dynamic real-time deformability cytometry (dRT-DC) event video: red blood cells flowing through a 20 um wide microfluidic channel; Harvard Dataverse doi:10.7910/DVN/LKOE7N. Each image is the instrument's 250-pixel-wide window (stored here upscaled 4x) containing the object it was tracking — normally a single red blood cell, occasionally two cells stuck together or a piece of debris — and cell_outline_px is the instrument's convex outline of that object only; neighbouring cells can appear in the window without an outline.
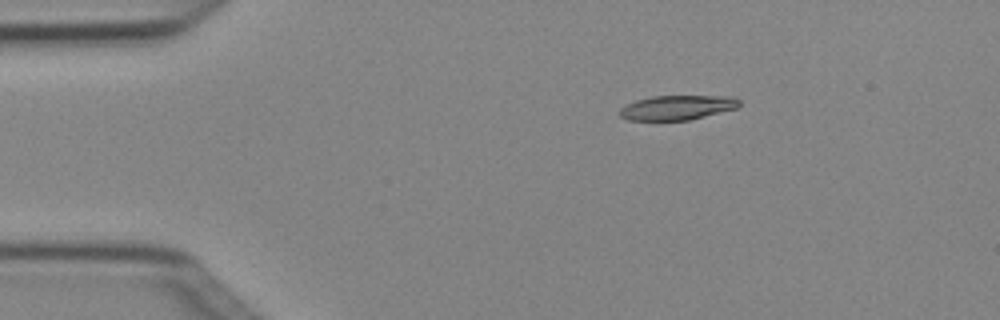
{"species": "Egyptian fruit bat (a non-hibernating species)", "species_latin": "Rousettus aegyptiacus", "temperature_condition": "cold", "stored_images_in_passage": 6, "camera_frame_rate_fps": 3000, "um_per_image_px": 0.085, "animal": {"sex": "female"}, "frame": {"image": 1, "passage_image": 2, "time_ms": 0.333, "image_size_px": [1000, 320], "cell_outline_px": [[740, 104], [736, 108], [688, 120], [628, 120], [620, 116], [616, 112], [620, 108], [636, 100], [652, 96], [736, 96], [740, 100]], "centroid_in_image_um": [57.54, 9.13], "position_along_channel_um": 27.5, "area_um2": 17.11}}
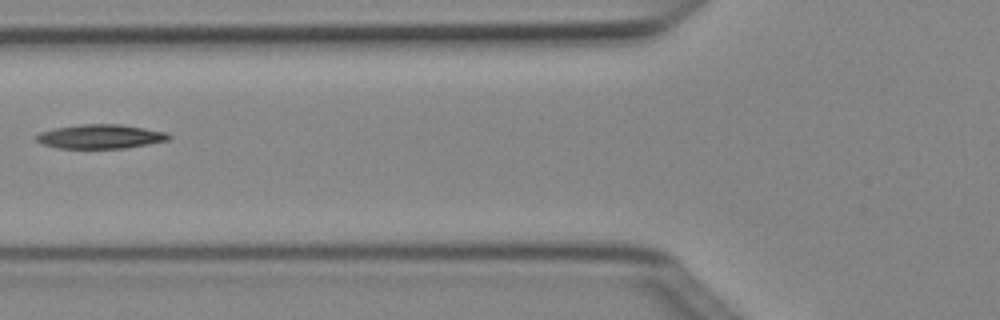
{"frame": {"image": 2, "passage_image": 5, "time_ms": 1.333, "image_size_px": [1000, 320], "cell_outline_px": [[172, 136], [168, 140], [148, 144], [124, 148], [56, 148], [40, 144], [36, 140], [36, 136], [40, 132], [56, 128], [80, 124], [120, 124], [168, 132]], "centroid_in_image_um": [8.53, 11.6], "position_along_channel_um": 117.3, "area_um2": 18.67}}
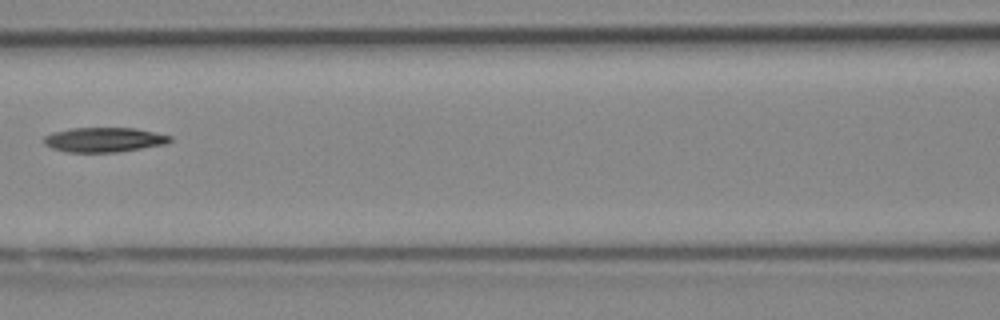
{"frame": {"image": 3, "passage_image": 6, "time_ms": 1.667, "image_size_px": [1000, 320], "cell_outline_px": [[172, 140], [168, 144], [116, 152], [64, 152], [52, 148], [44, 144], [44, 136], [52, 132], [72, 128], [136, 128], [172, 136]], "centroid_in_image_um": [8.85, 11.88], "position_along_channel_um": 157.8, "area_um2": 18.21}}